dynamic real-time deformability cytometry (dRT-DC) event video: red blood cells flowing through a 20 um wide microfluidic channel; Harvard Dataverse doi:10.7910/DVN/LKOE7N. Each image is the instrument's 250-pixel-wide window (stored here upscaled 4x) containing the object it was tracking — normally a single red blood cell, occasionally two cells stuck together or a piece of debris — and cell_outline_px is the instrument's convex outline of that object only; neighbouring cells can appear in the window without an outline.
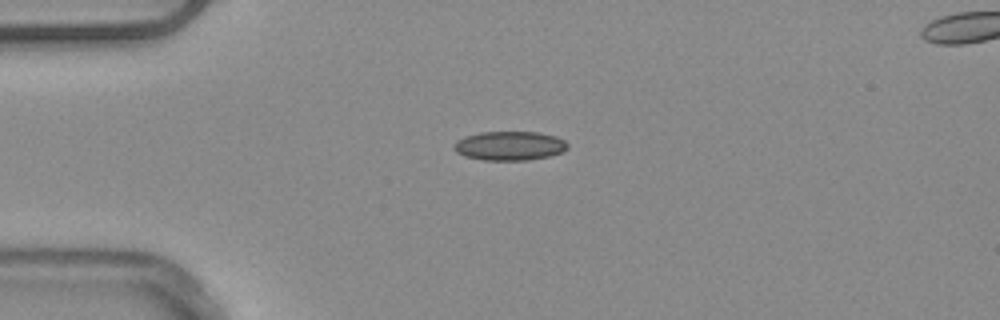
{"species": "common noctule bat (a hibernating species)", "species_latin": "Nyctalus noctula", "temperature_condition": "warm", "stored_images_in_passage": 40, "camera_frame_rate_fps": 3000, "um_per_image_px": 0.085, "animal": {"sex": "male", "body_mass_g": 20.4}, "frame": {"image": 1, "passage_image": 1, "time_ms": 0.0, "image_size_px": [1000, 320], "cell_outline_px": [[568, 148], [564, 152], [552, 156], [528, 160], [484, 160], [464, 156], [456, 152], [452, 148], [452, 144], [456, 140], [464, 136], [480, 132], [540, 132], [556, 136], [564, 140], [568, 144]], "centroid_in_image_um": [43.31, 12.39], "position_along_channel_um": 41.7, "area_um2": 19.65}, "authors_computed_cell_mechanics": {"area_um2": 18.207, "velocity_mm_per_s": 3.906, "shape_relaxation_time_tau1_ms": null, "shape_relaxation_time_tau2_ms": 2.2263, "deformation_change_tau1": null, "deformation_change_tau2": 0.079}}